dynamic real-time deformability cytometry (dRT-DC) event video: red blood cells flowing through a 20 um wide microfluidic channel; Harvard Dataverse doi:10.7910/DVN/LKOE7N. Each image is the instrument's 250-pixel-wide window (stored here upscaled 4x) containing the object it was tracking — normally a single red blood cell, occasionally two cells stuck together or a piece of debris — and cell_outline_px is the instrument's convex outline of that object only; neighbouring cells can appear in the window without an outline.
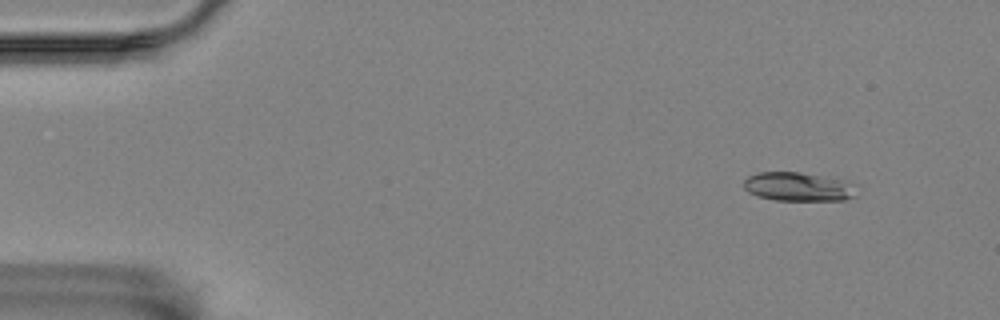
{"species": "Egyptian fruit bat (a non-hibernating species)", "species_latin": "Rousettus aegyptiacus", "temperature_condition": "room temperature", "stored_images_in_passage": 4, "camera_frame_rate_fps": 3000, "um_per_image_px": 0.085, "animal": {"sex": "female"}, "frame": {"image": 1, "passage_image": 1, "time_ms": 0.0, "image_size_px": [1000, 320], "cell_outline_px": [[860, 184], [856, 196], [844, 200], [776, 200], [756, 196], [748, 192], [744, 188], [744, 180], [748, 176], [760, 172], [800, 172], [844, 180]], "centroid_in_image_um": [67.93, 15.87], "position_along_channel_um": 17.1, "area_um2": 19.31}}
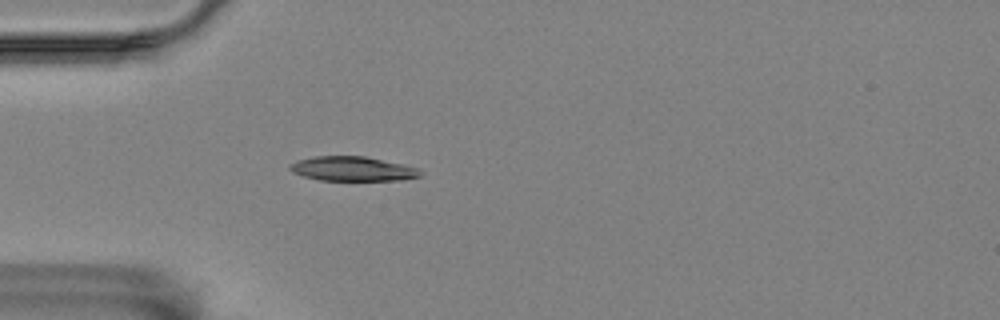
{"frame": {"image": 2, "passage_image": 4, "time_ms": 3.667, "image_size_px": [1000, 320], "cell_outline_px": [[420, 176], [400, 180], [320, 180], [304, 176], [292, 172], [288, 168], [288, 164], [296, 160], [316, 156], [364, 156], [400, 164], [416, 168], [420, 172]], "centroid_in_image_um": [29.87, 14.34], "position_along_channel_um": 55.1, "area_um2": 18.32}}